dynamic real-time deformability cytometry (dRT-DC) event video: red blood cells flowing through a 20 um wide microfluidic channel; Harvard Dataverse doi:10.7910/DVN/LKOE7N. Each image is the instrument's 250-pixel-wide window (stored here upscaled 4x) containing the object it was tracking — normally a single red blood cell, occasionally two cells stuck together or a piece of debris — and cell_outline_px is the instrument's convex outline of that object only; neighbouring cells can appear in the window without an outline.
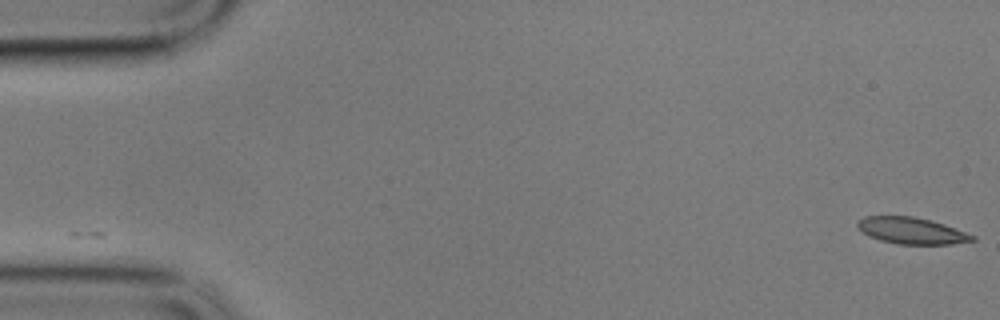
{"species": "common noctule bat (a hibernating species)", "species_latin": "Nyctalus noctula", "temperature_condition": "cold", "stored_images_in_passage": 59, "camera_frame_rate_fps": 3000, "um_per_image_px": 0.085, "animal": {"sex": "male", "body_mass_g": 17.9}, "frame": {"image": 1, "passage_image": 1, "time_ms": 0.0, "image_size_px": [1000, 320], "cell_outline_px": [[976, 240], [952, 244], [896, 244], [880, 240], [868, 236], [856, 228], [856, 220], [864, 216], [912, 216], [932, 220], [944, 224], [976, 236]], "centroid_in_image_um": [77.44, 19.6], "position_along_channel_um": 7.6, "area_um2": 17.98}}
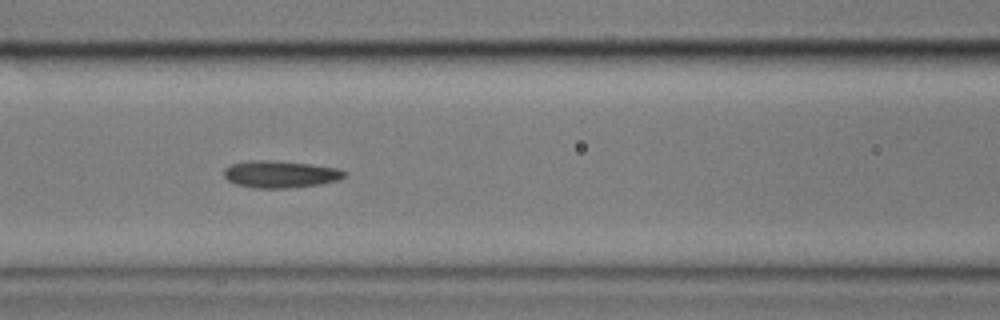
{"frame": {"image": 2, "passage_image": 25, "time_ms": 8.0, "image_size_px": [1000, 320], "cell_outline_px": [[348, 176], [336, 180], [320, 184], [288, 188], [256, 188], [236, 184], [228, 180], [224, 176], [224, 168], [232, 164], [248, 160], [268, 160], [308, 164], [340, 168], [348, 172]], "centroid_in_image_um": [23.85, 14.8], "position_along_channel_um": 142.8, "area_um2": 19.02}}
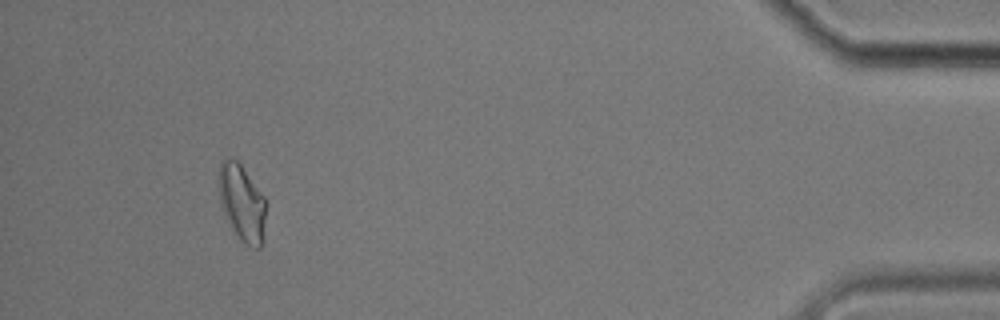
{"frame": {"image": 3, "passage_image": 55, "time_ms": 18.0, "image_size_px": [1000, 320], "cell_outline_px": [[268, 200], [260, 248], [256, 248], [244, 244], [232, 232], [224, 212], [220, 200], [220, 160], [224, 156], [228, 156], [236, 160], [240, 164]], "centroid_in_image_um": [20.59, 17.23], "position_along_channel_um": 414.6, "area_um2": 21.15}, "authors_computed_cell_mechanics": {"area_um2": 18.8428, "velocity_mm_per_s": 3.3762, "shape_relaxation_time_tau1_ms": 3.7224, "shape_relaxation_time_tau2_ms": 2.1257, "deformation_change_tau1": 0.1198, "deformation_change_tau2": 0.0757}}